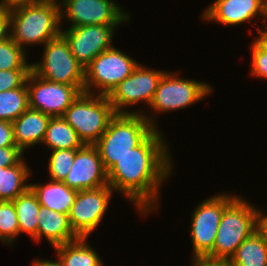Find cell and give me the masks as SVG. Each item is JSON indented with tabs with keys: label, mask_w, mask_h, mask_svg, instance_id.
<instances>
[{
	"label": "cell",
	"mask_w": 267,
	"mask_h": 266,
	"mask_svg": "<svg viewBox=\"0 0 267 266\" xmlns=\"http://www.w3.org/2000/svg\"><path fill=\"white\" fill-rule=\"evenodd\" d=\"M43 49L41 61L31 63V70L36 75L51 82L84 85V67L71 53L62 35L46 42Z\"/></svg>",
	"instance_id": "cell-8"
},
{
	"label": "cell",
	"mask_w": 267,
	"mask_h": 266,
	"mask_svg": "<svg viewBox=\"0 0 267 266\" xmlns=\"http://www.w3.org/2000/svg\"><path fill=\"white\" fill-rule=\"evenodd\" d=\"M46 183V184H45ZM30 184L41 206L59 213L68 214L73 205L77 190L69 188L64 182L53 181Z\"/></svg>",
	"instance_id": "cell-19"
},
{
	"label": "cell",
	"mask_w": 267,
	"mask_h": 266,
	"mask_svg": "<svg viewBox=\"0 0 267 266\" xmlns=\"http://www.w3.org/2000/svg\"><path fill=\"white\" fill-rule=\"evenodd\" d=\"M87 240L79 237L75 241L53 247L62 266H103L102 258Z\"/></svg>",
	"instance_id": "cell-21"
},
{
	"label": "cell",
	"mask_w": 267,
	"mask_h": 266,
	"mask_svg": "<svg viewBox=\"0 0 267 266\" xmlns=\"http://www.w3.org/2000/svg\"><path fill=\"white\" fill-rule=\"evenodd\" d=\"M24 160L23 157L17 164L1 167L0 201H13L30 188L27 180L32 172Z\"/></svg>",
	"instance_id": "cell-20"
},
{
	"label": "cell",
	"mask_w": 267,
	"mask_h": 266,
	"mask_svg": "<svg viewBox=\"0 0 267 266\" xmlns=\"http://www.w3.org/2000/svg\"><path fill=\"white\" fill-rule=\"evenodd\" d=\"M264 212L265 211L263 209H262V211H260V228L267 235V215Z\"/></svg>",
	"instance_id": "cell-38"
},
{
	"label": "cell",
	"mask_w": 267,
	"mask_h": 266,
	"mask_svg": "<svg viewBox=\"0 0 267 266\" xmlns=\"http://www.w3.org/2000/svg\"><path fill=\"white\" fill-rule=\"evenodd\" d=\"M179 73L169 71L164 73L149 105V108L155 113L153 116H149L145 111L142 113L155 129H159L155 118L156 113H168L188 108L213 92V87L209 83L199 82L196 79L182 78Z\"/></svg>",
	"instance_id": "cell-6"
},
{
	"label": "cell",
	"mask_w": 267,
	"mask_h": 266,
	"mask_svg": "<svg viewBox=\"0 0 267 266\" xmlns=\"http://www.w3.org/2000/svg\"><path fill=\"white\" fill-rule=\"evenodd\" d=\"M250 50V74L257 78L267 79V47L255 36Z\"/></svg>",
	"instance_id": "cell-29"
},
{
	"label": "cell",
	"mask_w": 267,
	"mask_h": 266,
	"mask_svg": "<svg viewBox=\"0 0 267 266\" xmlns=\"http://www.w3.org/2000/svg\"><path fill=\"white\" fill-rule=\"evenodd\" d=\"M42 144H45L51 151L56 149H80L84 145L78 138L76 131L62 116L50 118Z\"/></svg>",
	"instance_id": "cell-23"
},
{
	"label": "cell",
	"mask_w": 267,
	"mask_h": 266,
	"mask_svg": "<svg viewBox=\"0 0 267 266\" xmlns=\"http://www.w3.org/2000/svg\"><path fill=\"white\" fill-rule=\"evenodd\" d=\"M192 266H233L230 259H213L209 257H197L192 259Z\"/></svg>",
	"instance_id": "cell-34"
},
{
	"label": "cell",
	"mask_w": 267,
	"mask_h": 266,
	"mask_svg": "<svg viewBox=\"0 0 267 266\" xmlns=\"http://www.w3.org/2000/svg\"><path fill=\"white\" fill-rule=\"evenodd\" d=\"M116 115L105 95L82 92L62 116L86 145H94Z\"/></svg>",
	"instance_id": "cell-5"
},
{
	"label": "cell",
	"mask_w": 267,
	"mask_h": 266,
	"mask_svg": "<svg viewBox=\"0 0 267 266\" xmlns=\"http://www.w3.org/2000/svg\"><path fill=\"white\" fill-rule=\"evenodd\" d=\"M34 2H36V0H0V5L4 8H12L14 6L31 4Z\"/></svg>",
	"instance_id": "cell-35"
},
{
	"label": "cell",
	"mask_w": 267,
	"mask_h": 266,
	"mask_svg": "<svg viewBox=\"0 0 267 266\" xmlns=\"http://www.w3.org/2000/svg\"><path fill=\"white\" fill-rule=\"evenodd\" d=\"M0 147H17L12 122L0 120Z\"/></svg>",
	"instance_id": "cell-32"
},
{
	"label": "cell",
	"mask_w": 267,
	"mask_h": 266,
	"mask_svg": "<svg viewBox=\"0 0 267 266\" xmlns=\"http://www.w3.org/2000/svg\"><path fill=\"white\" fill-rule=\"evenodd\" d=\"M31 69L0 70V92L22 87Z\"/></svg>",
	"instance_id": "cell-30"
},
{
	"label": "cell",
	"mask_w": 267,
	"mask_h": 266,
	"mask_svg": "<svg viewBox=\"0 0 267 266\" xmlns=\"http://www.w3.org/2000/svg\"><path fill=\"white\" fill-rule=\"evenodd\" d=\"M263 20H261L262 22H264L263 25L267 27V0H264L263 2Z\"/></svg>",
	"instance_id": "cell-39"
},
{
	"label": "cell",
	"mask_w": 267,
	"mask_h": 266,
	"mask_svg": "<svg viewBox=\"0 0 267 266\" xmlns=\"http://www.w3.org/2000/svg\"><path fill=\"white\" fill-rule=\"evenodd\" d=\"M77 149H56L51 151L48 159L49 180L63 182L68 175Z\"/></svg>",
	"instance_id": "cell-28"
},
{
	"label": "cell",
	"mask_w": 267,
	"mask_h": 266,
	"mask_svg": "<svg viewBox=\"0 0 267 266\" xmlns=\"http://www.w3.org/2000/svg\"><path fill=\"white\" fill-rule=\"evenodd\" d=\"M61 25L64 19L70 27L86 25H122L130 21V14L114 0H62Z\"/></svg>",
	"instance_id": "cell-10"
},
{
	"label": "cell",
	"mask_w": 267,
	"mask_h": 266,
	"mask_svg": "<svg viewBox=\"0 0 267 266\" xmlns=\"http://www.w3.org/2000/svg\"><path fill=\"white\" fill-rule=\"evenodd\" d=\"M17 236H19V222L14 203L0 201V242L11 247Z\"/></svg>",
	"instance_id": "cell-27"
},
{
	"label": "cell",
	"mask_w": 267,
	"mask_h": 266,
	"mask_svg": "<svg viewBox=\"0 0 267 266\" xmlns=\"http://www.w3.org/2000/svg\"><path fill=\"white\" fill-rule=\"evenodd\" d=\"M19 222V235L26 233L37 242L38 212L40 203L29 188L24 194L13 200Z\"/></svg>",
	"instance_id": "cell-24"
},
{
	"label": "cell",
	"mask_w": 267,
	"mask_h": 266,
	"mask_svg": "<svg viewBox=\"0 0 267 266\" xmlns=\"http://www.w3.org/2000/svg\"><path fill=\"white\" fill-rule=\"evenodd\" d=\"M166 71L152 70L140 63L133 73L119 83L107 96L116 113H143V110L128 111V106L143 102L150 105L158 83ZM127 107V108H126ZM126 108V109H125Z\"/></svg>",
	"instance_id": "cell-11"
},
{
	"label": "cell",
	"mask_w": 267,
	"mask_h": 266,
	"mask_svg": "<svg viewBox=\"0 0 267 266\" xmlns=\"http://www.w3.org/2000/svg\"><path fill=\"white\" fill-rule=\"evenodd\" d=\"M113 195L110 185L77 191L68 216L70 226L78 237H90L102 222Z\"/></svg>",
	"instance_id": "cell-13"
},
{
	"label": "cell",
	"mask_w": 267,
	"mask_h": 266,
	"mask_svg": "<svg viewBox=\"0 0 267 266\" xmlns=\"http://www.w3.org/2000/svg\"><path fill=\"white\" fill-rule=\"evenodd\" d=\"M26 85L29 108L39 110L51 117L63 116L67 108L84 92V85H66L51 82L29 73Z\"/></svg>",
	"instance_id": "cell-12"
},
{
	"label": "cell",
	"mask_w": 267,
	"mask_h": 266,
	"mask_svg": "<svg viewBox=\"0 0 267 266\" xmlns=\"http://www.w3.org/2000/svg\"><path fill=\"white\" fill-rule=\"evenodd\" d=\"M26 50L19 47L11 37L0 42V70L31 69Z\"/></svg>",
	"instance_id": "cell-26"
},
{
	"label": "cell",
	"mask_w": 267,
	"mask_h": 266,
	"mask_svg": "<svg viewBox=\"0 0 267 266\" xmlns=\"http://www.w3.org/2000/svg\"><path fill=\"white\" fill-rule=\"evenodd\" d=\"M10 37V13L9 8H0V42Z\"/></svg>",
	"instance_id": "cell-33"
},
{
	"label": "cell",
	"mask_w": 267,
	"mask_h": 266,
	"mask_svg": "<svg viewBox=\"0 0 267 266\" xmlns=\"http://www.w3.org/2000/svg\"><path fill=\"white\" fill-rule=\"evenodd\" d=\"M238 195L218 193L206 198L195 207L191 215L190 238L193 246V258L207 257L213 249L219 223L224 209Z\"/></svg>",
	"instance_id": "cell-9"
},
{
	"label": "cell",
	"mask_w": 267,
	"mask_h": 266,
	"mask_svg": "<svg viewBox=\"0 0 267 266\" xmlns=\"http://www.w3.org/2000/svg\"><path fill=\"white\" fill-rule=\"evenodd\" d=\"M237 196L225 209L218 226L212 252L213 259H230L238 246L260 228V209Z\"/></svg>",
	"instance_id": "cell-3"
},
{
	"label": "cell",
	"mask_w": 267,
	"mask_h": 266,
	"mask_svg": "<svg viewBox=\"0 0 267 266\" xmlns=\"http://www.w3.org/2000/svg\"><path fill=\"white\" fill-rule=\"evenodd\" d=\"M37 1H44V2H56V3H60L62 0L58 1V0H36ZM58 1V2H57Z\"/></svg>",
	"instance_id": "cell-40"
},
{
	"label": "cell",
	"mask_w": 267,
	"mask_h": 266,
	"mask_svg": "<svg viewBox=\"0 0 267 266\" xmlns=\"http://www.w3.org/2000/svg\"><path fill=\"white\" fill-rule=\"evenodd\" d=\"M9 13L10 37L23 50L26 45H44L61 35L59 3L37 1L22 4L9 8Z\"/></svg>",
	"instance_id": "cell-2"
},
{
	"label": "cell",
	"mask_w": 267,
	"mask_h": 266,
	"mask_svg": "<svg viewBox=\"0 0 267 266\" xmlns=\"http://www.w3.org/2000/svg\"><path fill=\"white\" fill-rule=\"evenodd\" d=\"M32 266H62L60 260L57 258L56 261L52 260H46V259H41L39 258L34 259Z\"/></svg>",
	"instance_id": "cell-36"
},
{
	"label": "cell",
	"mask_w": 267,
	"mask_h": 266,
	"mask_svg": "<svg viewBox=\"0 0 267 266\" xmlns=\"http://www.w3.org/2000/svg\"><path fill=\"white\" fill-rule=\"evenodd\" d=\"M155 128L141 113H116L94 144L108 171L117 159L138 146Z\"/></svg>",
	"instance_id": "cell-4"
},
{
	"label": "cell",
	"mask_w": 267,
	"mask_h": 266,
	"mask_svg": "<svg viewBox=\"0 0 267 266\" xmlns=\"http://www.w3.org/2000/svg\"><path fill=\"white\" fill-rule=\"evenodd\" d=\"M29 108L26 83L19 88L0 92V120L13 122Z\"/></svg>",
	"instance_id": "cell-25"
},
{
	"label": "cell",
	"mask_w": 267,
	"mask_h": 266,
	"mask_svg": "<svg viewBox=\"0 0 267 266\" xmlns=\"http://www.w3.org/2000/svg\"><path fill=\"white\" fill-rule=\"evenodd\" d=\"M51 116L28 108L12 122L14 141L23 152L42 143Z\"/></svg>",
	"instance_id": "cell-17"
},
{
	"label": "cell",
	"mask_w": 267,
	"mask_h": 266,
	"mask_svg": "<svg viewBox=\"0 0 267 266\" xmlns=\"http://www.w3.org/2000/svg\"><path fill=\"white\" fill-rule=\"evenodd\" d=\"M164 137L160 129H154L107 171L108 185L129 199L140 215L158 209L160 189L173 172L172 154Z\"/></svg>",
	"instance_id": "cell-1"
},
{
	"label": "cell",
	"mask_w": 267,
	"mask_h": 266,
	"mask_svg": "<svg viewBox=\"0 0 267 266\" xmlns=\"http://www.w3.org/2000/svg\"><path fill=\"white\" fill-rule=\"evenodd\" d=\"M19 147H0V167L17 164L24 156Z\"/></svg>",
	"instance_id": "cell-31"
},
{
	"label": "cell",
	"mask_w": 267,
	"mask_h": 266,
	"mask_svg": "<svg viewBox=\"0 0 267 266\" xmlns=\"http://www.w3.org/2000/svg\"><path fill=\"white\" fill-rule=\"evenodd\" d=\"M264 0H215L202 13V20L236 26L263 18Z\"/></svg>",
	"instance_id": "cell-16"
},
{
	"label": "cell",
	"mask_w": 267,
	"mask_h": 266,
	"mask_svg": "<svg viewBox=\"0 0 267 266\" xmlns=\"http://www.w3.org/2000/svg\"><path fill=\"white\" fill-rule=\"evenodd\" d=\"M46 238L52 247L69 243L79 237L72 230L68 214L40 206L38 212L37 242Z\"/></svg>",
	"instance_id": "cell-18"
},
{
	"label": "cell",
	"mask_w": 267,
	"mask_h": 266,
	"mask_svg": "<svg viewBox=\"0 0 267 266\" xmlns=\"http://www.w3.org/2000/svg\"><path fill=\"white\" fill-rule=\"evenodd\" d=\"M233 266H267V235L259 228L245 239L230 258Z\"/></svg>",
	"instance_id": "cell-22"
},
{
	"label": "cell",
	"mask_w": 267,
	"mask_h": 266,
	"mask_svg": "<svg viewBox=\"0 0 267 266\" xmlns=\"http://www.w3.org/2000/svg\"><path fill=\"white\" fill-rule=\"evenodd\" d=\"M264 29L257 28V31L259 33V36L256 37L267 47V27H264Z\"/></svg>",
	"instance_id": "cell-37"
},
{
	"label": "cell",
	"mask_w": 267,
	"mask_h": 266,
	"mask_svg": "<svg viewBox=\"0 0 267 266\" xmlns=\"http://www.w3.org/2000/svg\"><path fill=\"white\" fill-rule=\"evenodd\" d=\"M138 64L139 62L122 50L115 46L110 47L84 68V92L108 96L119 83L133 73Z\"/></svg>",
	"instance_id": "cell-7"
},
{
	"label": "cell",
	"mask_w": 267,
	"mask_h": 266,
	"mask_svg": "<svg viewBox=\"0 0 267 266\" xmlns=\"http://www.w3.org/2000/svg\"><path fill=\"white\" fill-rule=\"evenodd\" d=\"M77 191L108 185V175L95 145L84 144L77 149L73 165L63 181Z\"/></svg>",
	"instance_id": "cell-15"
},
{
	"label": "cell",
	"mask_w": 267,
	"mask_h": 266,
	"mask_svg": "<svg viewBox=\"0 0 267 266\" xmlns=\"http://www.w3.org/2000/svg\"><path fill=\"white\" fill-rule=\"evenodd\" d=\"M119 25H86L62 28L61 35L70 51L85 68L100 53L112 47L114 31Z\"/></svg>",
	"instance_id": "cell-14"
}]
</instances>
